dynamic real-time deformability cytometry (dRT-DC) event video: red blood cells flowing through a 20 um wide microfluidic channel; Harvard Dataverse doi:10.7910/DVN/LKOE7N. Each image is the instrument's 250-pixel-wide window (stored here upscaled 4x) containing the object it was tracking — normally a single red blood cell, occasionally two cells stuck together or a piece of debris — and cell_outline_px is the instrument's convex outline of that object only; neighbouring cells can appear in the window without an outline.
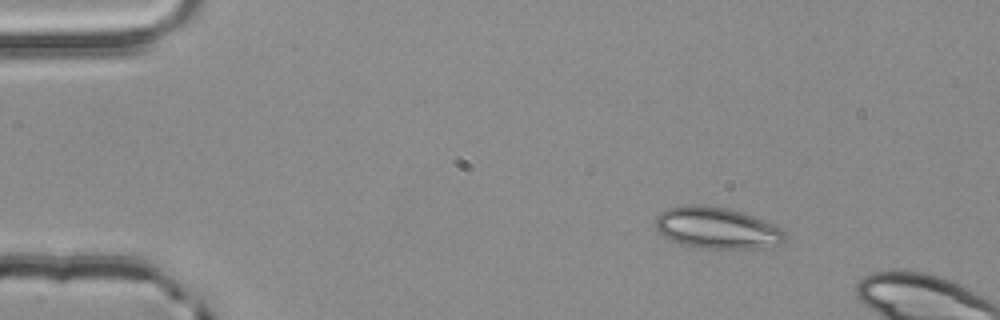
{"species": "common noctule bat (a hibernating species)", "species_latin": "Nyctalus noctula", "temperature_condition": "room temperature", "stored_images_in_passage": 3, "camera_frame_rate_fps": 3000, "um_per_image_px": 0.085, "animal": {"sex": "male", "body_mass_g": 20.4}, "frame": {"image": 1, "passage_image": 1, "time_ms": 0.0, "image_size_px": [1000, 320], "cell_outline_px": [[784, 240], [780, 244], [760, 248], [688, 248], [664, 236], [656, 228], [656, 216], [660, 212], [668, 208], [692, 204], [696, 204], [728, 208], [764, 220], [780, 228], [784, 232]], "centroid_in_image_um": [60.9, 19.39], "position_along_channel_um": 24.1, "area_um2": 31.15}}